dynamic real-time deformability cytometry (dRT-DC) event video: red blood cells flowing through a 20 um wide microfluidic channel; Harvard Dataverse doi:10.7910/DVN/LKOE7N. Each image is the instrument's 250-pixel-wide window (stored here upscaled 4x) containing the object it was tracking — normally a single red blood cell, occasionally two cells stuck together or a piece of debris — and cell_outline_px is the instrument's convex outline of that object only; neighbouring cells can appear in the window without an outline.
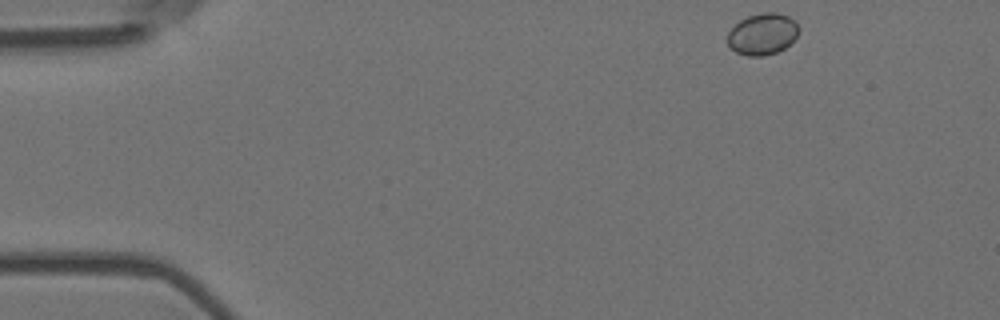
{"species": "Egyptian fruit bat (a non-hibernating species)", "species_latin": "Rousettus aegyptiacus", "temperature_condition": "room temperature", "stored_images_in_passage": 50, "camera_frame_rate_fps": 3000, "um_per_image_px": 0.085, "animal": {"sex": "female"}, "frame": {"image": 1, "passage_image": 1, "time_ms": 0.0, "image_size_px": [1000, 320], "cell_outline_px": [[800, 28], [796, 36], [784, 48], [776, 52], [764, 56], [748, 56], [736, 52], [728, 44], [728, 32], [740, 20], [748, 16], [760, 12], [776, 12], [788, 16]], "centroid_in_image_um": [64.8, 2.89], "position_along_channel_um": 20.2, "area_um2": 17.05}}
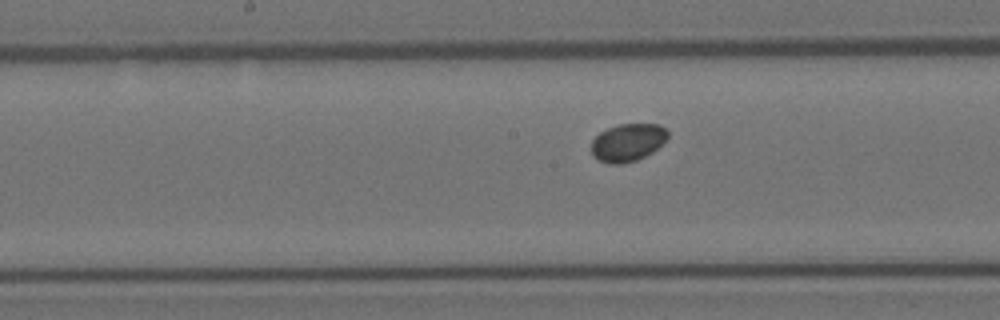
{"frame": {"image": 2, "passage_image": 23, "time_ms": 7.333, "image_size_px": [1000, 320], "cell_outline_px": [[668, 136], [652, 152], [636, 160], [620, 164], [608, 164], [592, 156], [592, 140], [600, 132], [608, 128], [620, 124], [660, 124], [668, 132]], "centroid_in_image_um": [53.33, 12.11], "position_along_channel_um": 194.9, "area_um2": 16.59}}
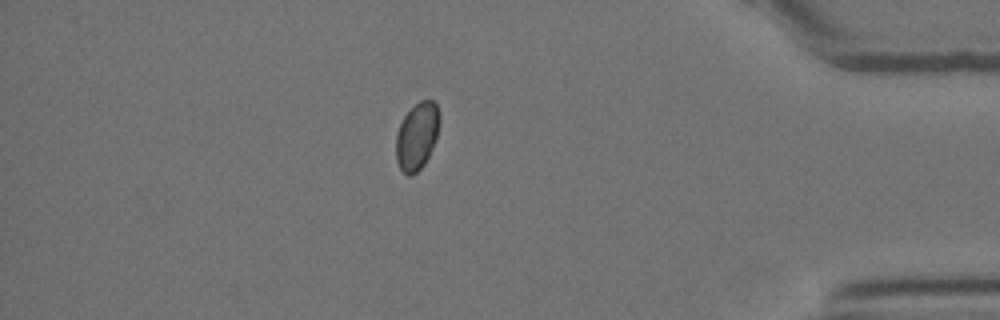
{"frame": {"image": 3, "passage_image": 43, "time_ms": 14.0, "image_size_px": [1000, 320], "cell_outline_px": [[440, 120], [436, 136], [432, 148], [424, 164], [412, 176], [408, 176], [400, 168], [396, 160], [396, 136], [400, 124], [404, 116], [420, 100], [432, 100], [436, 104], [440, 112]], "centroid_in_image_um": [35.44, 11.57], "position_along_channel_um": 399.8, "area_um2": 16.88}, "authors_computed_cell_mechanics": {"area_um2": 16.9354, "velocity_mm_per_s": 3.6335, "shape_relaxation_time_tau1_ms": null, "shape_relaxation_time_tau2_ms": 10.2542, "deformation_change_tau1": null, "deformation_change_tau2": 0.0468}}